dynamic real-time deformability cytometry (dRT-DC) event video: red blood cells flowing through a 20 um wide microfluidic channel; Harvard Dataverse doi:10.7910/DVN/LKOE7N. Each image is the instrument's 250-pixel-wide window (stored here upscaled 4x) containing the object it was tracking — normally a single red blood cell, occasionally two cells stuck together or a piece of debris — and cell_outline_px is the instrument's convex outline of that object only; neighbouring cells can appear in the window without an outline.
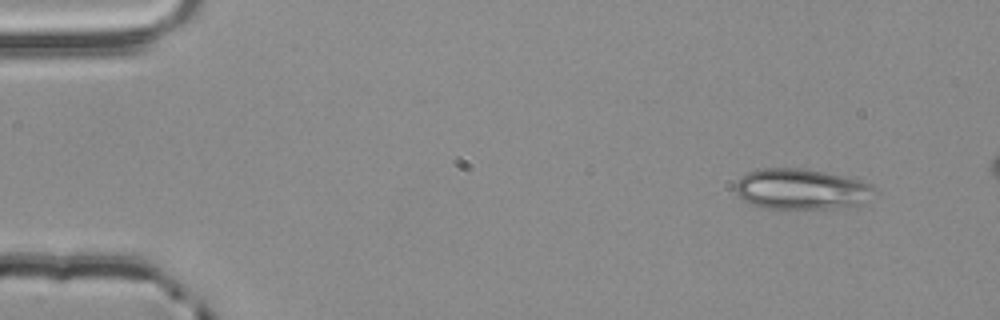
{"species": "common noctule bat (a hibernating species)", "species_latin": "Nyctalus noctula", "temperature_condition": "room temperature", "stored_images_in_passage": 4, "camera_frame_rate_fps": 3000, "um_per_image_px": 0.085, "animal": {"sex": "male", "body_mass_g": 20.4}, "frame": {"image": 1, "passage_image": 1, "time_ms": 0.0, "image_size_px": [1000, 320], "cell_outline_px": [[876, 192], [860, 204], [832, 208], [764, 208], [740, 200], [736, 192], [736, 180], [740, 176], [748, 172], [764, 168], [804, 168], [844, 176], [872, 184]], "centroid_in_image_um": [68.06, 16.06], "position_along_channel_um": 16.9, "area_um2": 32.83}}